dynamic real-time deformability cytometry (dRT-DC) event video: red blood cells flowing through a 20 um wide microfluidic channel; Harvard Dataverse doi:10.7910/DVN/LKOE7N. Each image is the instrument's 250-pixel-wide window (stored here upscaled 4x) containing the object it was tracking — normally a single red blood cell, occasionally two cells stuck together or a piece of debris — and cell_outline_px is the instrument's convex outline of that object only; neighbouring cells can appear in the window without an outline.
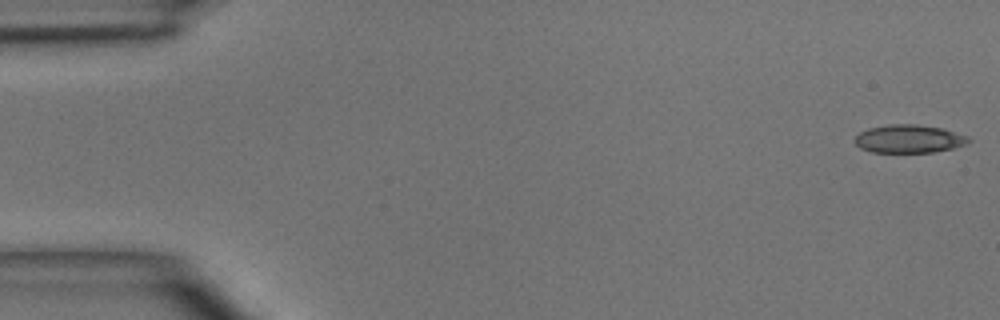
{"species": "common noctule bat (a hibernating species)", "species_latin": "Nyctalus noctula", "temperature_condition": "room temperature", "stored_images_in_passage": 4, "camera_frame_rate_fps": 3000, "um_per_image_px": 0.085, "animal": {"sex": "male", "body_mass_g": 15.6}, "frame": {"image": 1, "passage_image": 1, "time_ms": 0.0, "image_size_px": [1000, 320], "cell_outline_px": [[972, 140], [968, 144], [952, 148], [932, 152], [872, 152], [860, 148], [852, 140], [860, 132], [868, 128], [888, 124], [916, 124], [940, 128], [968, 136]], "centroid_in_image_um": [77.24, 11.8], "position_along_channel_um": 7.8, "area_um2": 18.67}}